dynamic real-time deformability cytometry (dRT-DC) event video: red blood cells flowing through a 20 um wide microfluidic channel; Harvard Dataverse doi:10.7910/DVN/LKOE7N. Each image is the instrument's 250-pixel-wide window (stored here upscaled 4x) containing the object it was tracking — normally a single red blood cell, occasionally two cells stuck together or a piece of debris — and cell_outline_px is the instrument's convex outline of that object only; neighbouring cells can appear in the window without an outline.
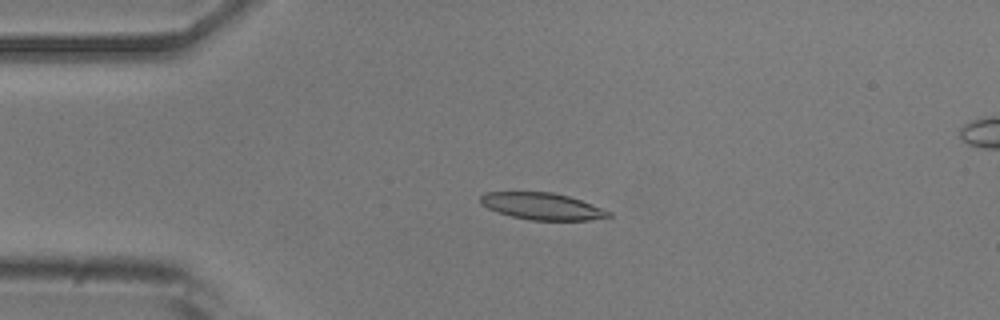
{"species": "common noctule bat (a hibernating species)", "species_latin": "Nyctalus noctula", "temperature_condition": "room temperature", "stored_images_in_passage": 48, "camera_frame_rate_fps": 3000, "um_per_image_px": 0.085, "animal": {"sex": "male", "body_mass_g": 20.5, "forearm_length_mm": 52.5}, "frame": {"image": 1, "passage_image": 7, "time_ms": 2.0, "image_size_px": [1000, 320], "cell_outline_px": [[612, 216], [588, 220], [532, 220], [512, 216], [496, 212], [480, 204], [480, 196], [484, 192], [552, 192], [568, 196], [592, 204], [612, 212]], "centroid_in_image_um": [46.06, 17.53], "position_along_channel_um": 38.9, "area_um2": 20.0}}
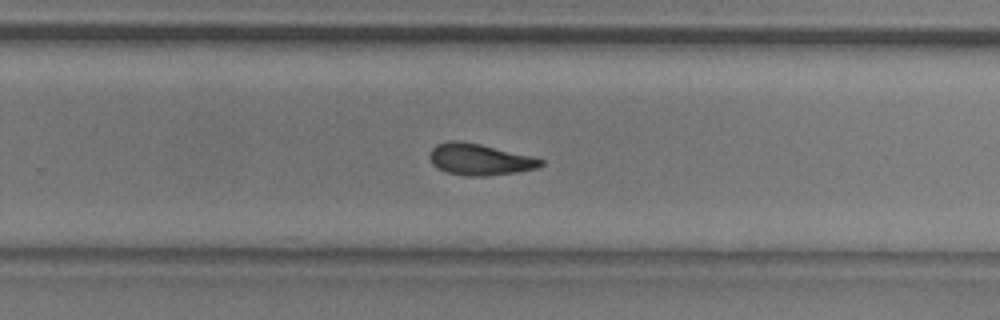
{"frame": {"image": 2, "passage_image": 29, "time_ms": 9.333, "image_size_px": [1000, 320], "cell_outline_px": [[544, 164], [536, 168], [516, 172], [488, 176], [468, 176], [448, 172], [432, 164], [428, 156], [432, 148], [436, 144], [448, 140], [460, 140], [480, 144], [544, 160]], "centroid_in_image_um": [40.72, 13.54], "position_along_channel_um": 289.1, "area_um2": 20.11}}
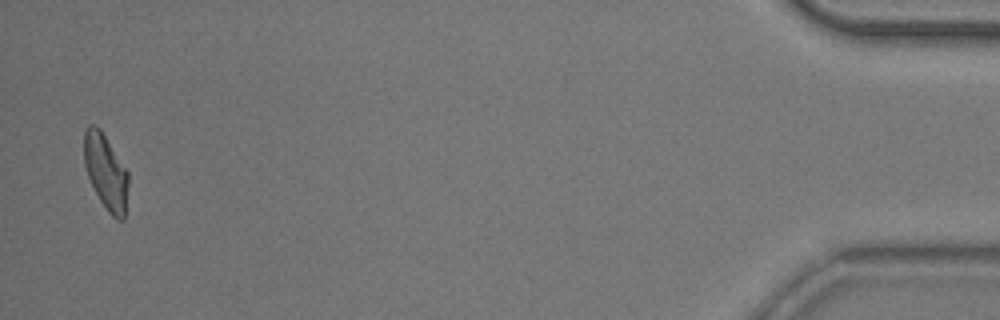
{"frame": {"image": 3, "passage_image": 47, "time_ms": 15.333, "image_size_px": [1000, 320], "cell_outline_px": [[128, 184], [124, 220], [116, 220], [108, 212], [100, 200], [88, 176], [84, 164], [84, 132], [88, 124], [92, 124], [100, 128], [128, 172]], "centroid_in_image_um": [8.99, 14.61], "position_along_channel_um": 426.2, "area_um2": 19.25}}